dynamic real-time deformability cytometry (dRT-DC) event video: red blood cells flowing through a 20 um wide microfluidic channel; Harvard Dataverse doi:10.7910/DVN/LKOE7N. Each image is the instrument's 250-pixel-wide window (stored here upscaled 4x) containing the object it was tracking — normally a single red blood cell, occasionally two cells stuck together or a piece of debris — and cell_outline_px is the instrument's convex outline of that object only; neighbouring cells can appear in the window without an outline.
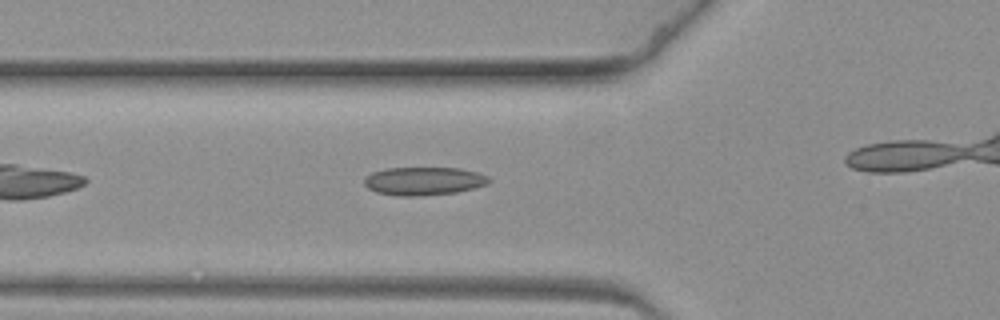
{"species": "common noctule bat (a hibernating species)", "species_latin": "Nyctalus noctula", "temperature_condition": "warm", "stored_images_in_passage": 35, "camera_frame_rate_fps": 3000, "um_per_image_px": 0.085, "animal": {"sex": "female", "body_mass_g": 19.3, "forearm_length_mm": 54.1}, "frame": {"image": 1, "passage_image": 7, "time_ms": 2.0, "image_size_px": [1000, 320], "cell_outline_px": [[492, 180], [488, 184], [456, 192], [420, 196], [396, 196], [376, 192], [368, 188], [364, 184], [364, 180], [372, 172], [388, 168], [456, 168], [476, 172], [488, 176]], "centroid_in_image_um": [36.01, 15.4], "position_along_channel_um": 89.8, "area_um2": 20.4}}
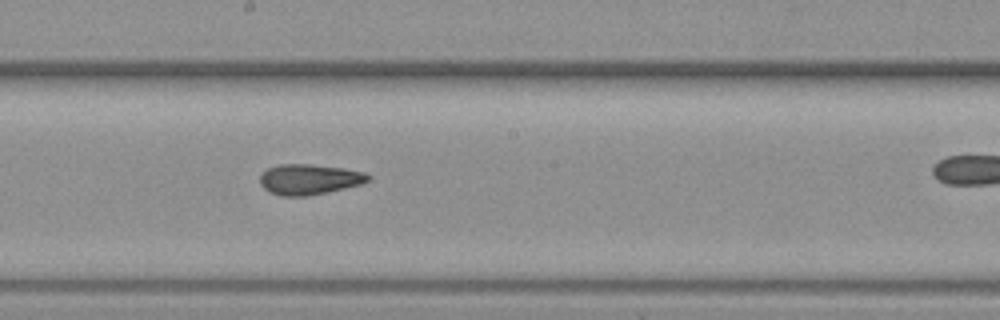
{"frame": {"image": 2, "passage_image": 19, "time_ms": 6.0, "image_size_px": [1000, 320], "cell_outline_px": [[372, 176], [368, 180], [360, 184], [344, 188], [308, 196], [280, 196], [268, 192], [260, 184], [260, 176], [268, 168], [280, 164], [308, 164], [344, 168], [364, 172]], "centroid_in_image_um": [26.26, 15.25], "position_along_channel_um": 221.9, "area_um2": 19.13}}
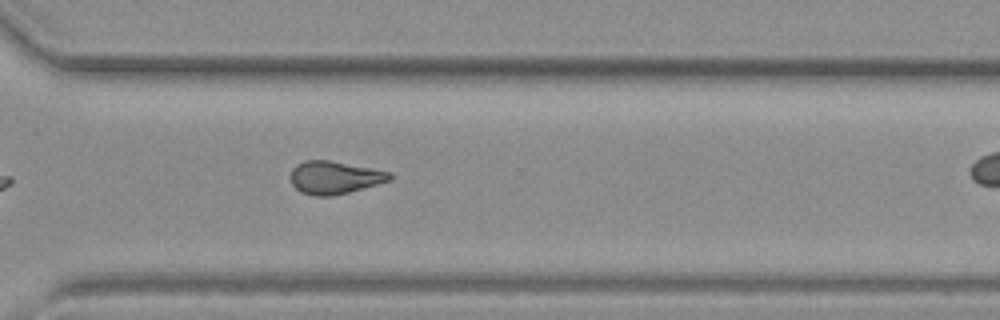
{"frame": {"image": 3, "passage_image": 30, "time_ms": 9.667, "image_size_px": [1000, 320], "cell_outline_px": [[392, 180], [348, 192], [332, 196], [316, 196], [300, 192], [292, 184], [288, 176], [292, 168], [296, 164], [304, 160], [328, 160], [372, 168], [392, 172]], "centroid_in_image_um": [28.4, 15.08], "position_along_channel_um": 342.2, "area_um2": 19.13}}